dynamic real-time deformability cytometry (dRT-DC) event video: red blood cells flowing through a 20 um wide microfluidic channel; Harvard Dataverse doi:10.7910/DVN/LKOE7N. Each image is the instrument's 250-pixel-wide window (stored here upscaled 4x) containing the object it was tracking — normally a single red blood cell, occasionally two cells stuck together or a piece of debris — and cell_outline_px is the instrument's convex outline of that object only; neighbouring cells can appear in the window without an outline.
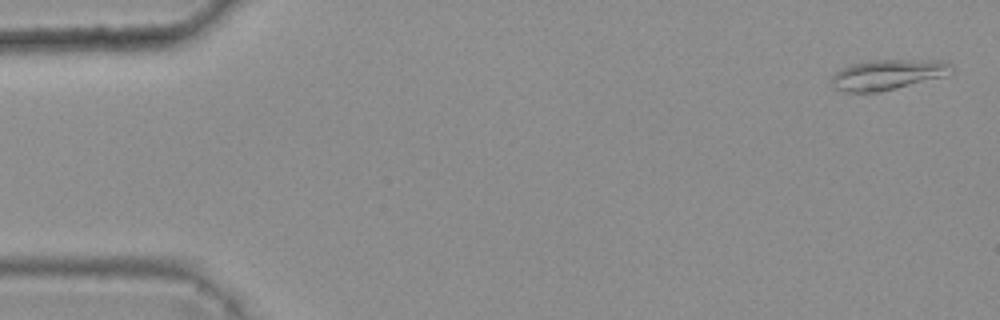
{"species": "common noctule bat (a hibernating species)", "species_latin": "Nyctalus noctula", "temperature_condition": "warm", "stored_images_in_passage": 6, "camera_frame_rate_fps": 3000, "um_per_image_px": 0.085, "animal": {"sex": "female", "body_mass_g": 25.1}, "frame": {"image": 1, "passage_image": 1, "time_ms": 0.0, "image_size_px": [1000, 320], "cell_outline_px": [[952, 72], [948, 76], [880, 92], [848, 92], [832, 88], [832, 76], [840, 68], [852, 64], [868, 60], [944, 60], [952, 64]], "centroid_in_image_um": [75.49, 6.34], "position_along_channel_um": 9.5, "area_um2": 21.5}}